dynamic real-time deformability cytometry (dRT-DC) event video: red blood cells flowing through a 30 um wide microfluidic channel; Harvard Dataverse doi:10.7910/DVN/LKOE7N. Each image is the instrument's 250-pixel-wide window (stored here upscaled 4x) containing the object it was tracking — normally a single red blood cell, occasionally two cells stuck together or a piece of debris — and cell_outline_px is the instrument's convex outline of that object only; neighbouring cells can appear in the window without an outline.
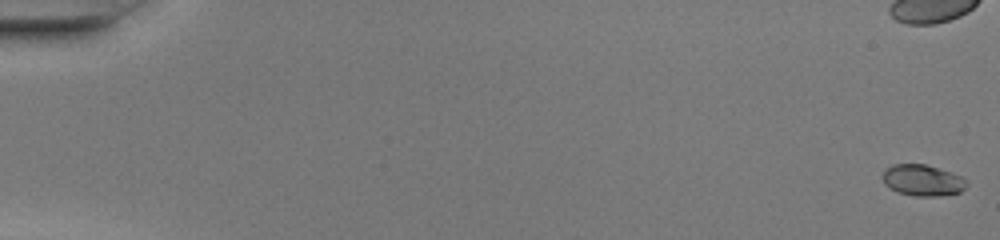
{"species": "common noctule bat (a hibernating species)", "species_latin": "Nyctalus noctula", "temperature_condition": "warm", "stored_images_in_passage": 51, "camera_frame_rate_fps": 3000, "um_per_image_px": 0.085, "animal": {"sex": "female", "body_mass_g": 20.0, "forearm_length_mm": 54.0}, "frame": {"image": 1, "passage_image": 1, "time_ms": 0.0, "image_size_px": [1000, 240], "cell_outline_px": [[968, 184], [960, 192], [940, 196], [916, 196], [896, 192], [888, 188], [884, 184], [884, 168], [892, 164], [924, 164], [960, 176], [968, 180]], "centroid_in_image_um": [78.4, 15.33], "position_along_channel_um": 6.6, "area_um2": 15.26}}
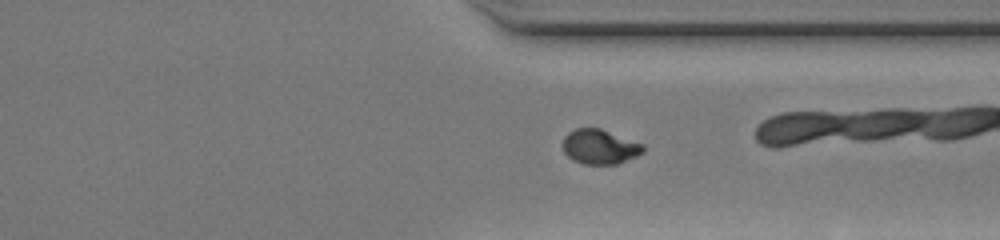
{"frame": {"image": 2, "passage_image": 39, "time_ms": 12.667, "image_size_px": [1000, 240], "cell_outline_px": [[644, 152], [636, 156], [616, 164], [584, 164], [572, 160], [564, 152], [564, 136], [568, 132], [576, 128], [600, 128], [644, 144]], "centroid_in_image_um": [50.98, 12.47], "position_along_channel_um": 360.4, "area_um2": 16.18}, "authors_computed_cell_mechanics": {"area_um2": 16.2418, "velocity_mm_per_s": 4.2466, "shape_relaxation_time_tau1_ms": 3.8632, "shape_relaxation_time_tau2_ms": null, "deformation_change_tau1": 0.2127, "deformation_change_tau2": null}}